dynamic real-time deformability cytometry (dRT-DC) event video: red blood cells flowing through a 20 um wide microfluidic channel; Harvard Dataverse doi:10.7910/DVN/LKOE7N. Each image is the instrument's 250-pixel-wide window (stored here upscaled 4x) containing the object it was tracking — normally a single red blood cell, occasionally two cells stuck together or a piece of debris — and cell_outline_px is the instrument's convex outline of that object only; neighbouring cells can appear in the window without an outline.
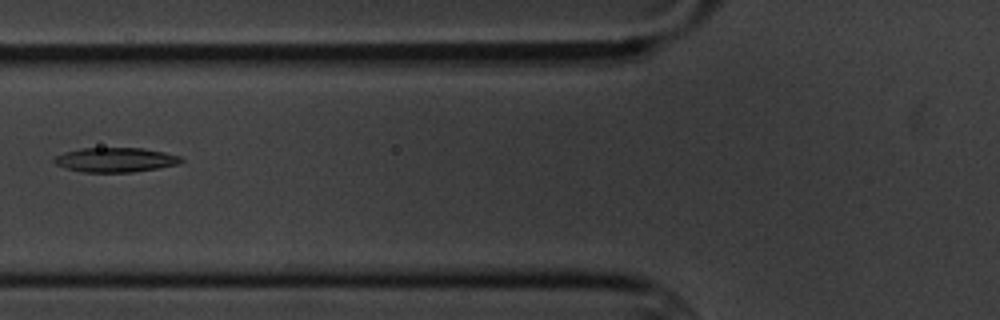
{"species": "common noctule bat (a hibernating species)", "species_latin": "Nyctalus noctula", "temperature_condition": "cold", "stored_images_in_passage": 14, "camera_frame_rate_fps": 3000, "um_per_image_px": 0.085, "animal": {"sex": "male", "body_mass_g": 20.1, "forearm_length_mm": 53.5}, "frame": {"image": 1, "passage_image": 5, "time_ms": 5.667, "image_size_px": [1000, 320], "cell_outline_px": [[184, 160], [180, 164], [160, 168], [132, 172], [84, 172], [64, 168], [56, 164], [52, 160], [56, 156], [64, 152], [84, 148], [144, 148], [164, 152], [180, 156]], "centroid_in_image_um": [9.84, 13.59], "position_along_channel_um": 116.0, "area_um2": 18.21}}
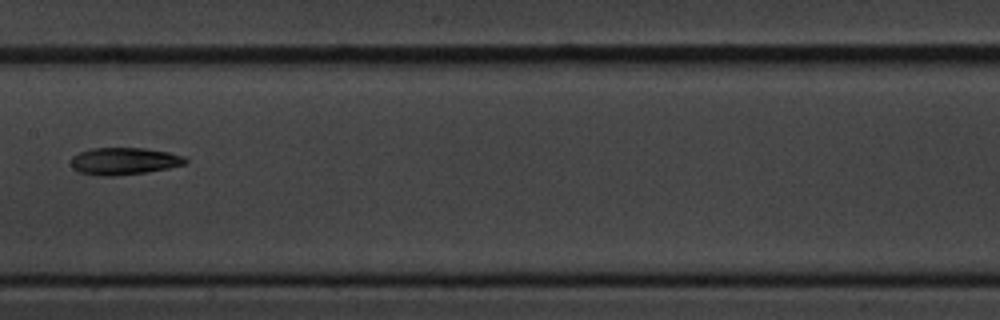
{"frame": {"image": 2, "passage_image": 7, "time_ms": 8.0, "image_size_px": [1000, 320], "cell_outline_px": [[188, 160], [184, 164], [168, 168], [148, 172], [112, 176], [96, 176], [80, 172], [72, 168], [72, 156], [80, 152], [92, 148], [144, 148], [168, 152], [184, 156]], "centroid_in_image_um": [10.54, 13.7], "position_along_channel_um": 196.9, "area_um2": 18.09}}
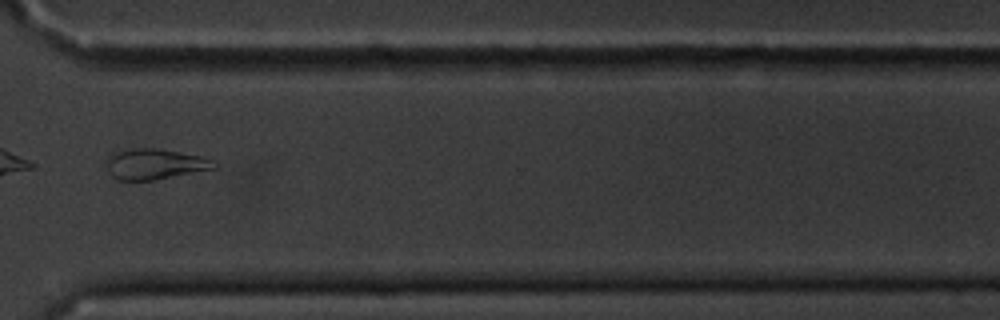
{"frame": {"image": 3, "passage_image": 11, "time_ms": 12.667, "image_size_px": [1000, 320], "cell_outline_px": [[220, 168], [152, 180], [116, 180], [108, 172], [108, 160], [112, 152], [136, 148], [156, 148], [200, 156], [212, 160], [220, 164]], "centroid_in_image_um": [13.21, 13.95], "position_along_channel_um": 357.4, "area_um2": 19.19}, "authors_computed_cell_mechanics": {"area_um2": 18.8428, "velocity_mm_per_s": 3.4474, "shape_relaxation_time_tau1_ms": 3.8997, "shape_relaxation_time_tau2_ms": null, "deformation_change_tau1": 0.1101, "deformation_change_tau2": null}}